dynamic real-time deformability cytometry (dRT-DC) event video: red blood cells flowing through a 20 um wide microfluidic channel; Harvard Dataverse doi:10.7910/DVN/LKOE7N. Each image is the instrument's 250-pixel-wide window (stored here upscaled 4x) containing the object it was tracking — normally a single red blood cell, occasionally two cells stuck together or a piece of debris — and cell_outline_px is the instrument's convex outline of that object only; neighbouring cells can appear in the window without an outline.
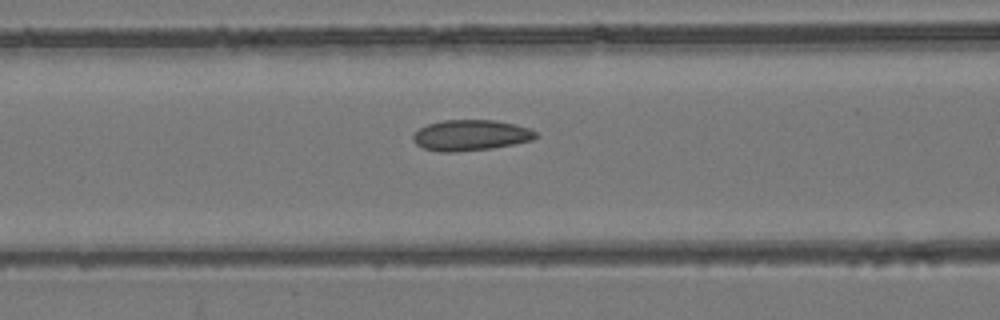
{"species": "common noctule bat (a hibernating species)", "species_latin": "Nyctalus noctula", "temperature_condition": "room temperature", "stored_images_in_passage": 54, "camera_frame_rate_fps": 3000, "um_per_image_px": 0.085, "animal": {"sex": "female", "body_mass_g": 24.6, "forearm_length_mm": 56.2}, "frame": {"image": 1, "passage_image": 23, "time_ms": 7.333, "image_size_px": [1000, 320], "cell_outline_px": [[540, 136], [532, 140], [492, 148], [452, 152], [440, 152], [424, 148], [416, 144], [412, 140], [412, 136], [420, 128], [428, 124], [444, 120], [496, 120], [528, 128], [536, 132]], "centroid_in_image_um": [40.0, 11.49], "position_along_channel_um": 126.6, "area_um2": 21.85}}
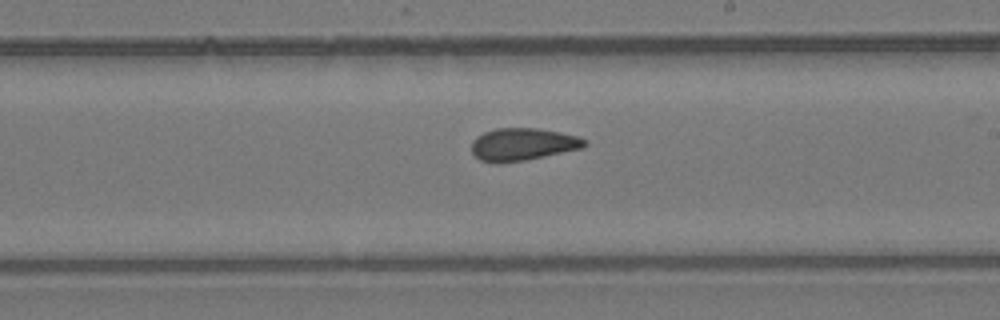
{"frame": {"image": 2, "passage_image": 32, "time_ms": 10.333, "image_size_px": [1000, 320], "cell_outline_px": [[588, 144], [580, 148], [524, 160], [500, 164], [496, 164], [480, 160], [472, 152], [472, 140], [476, 136], [484, 132], [496, 128], [536, 128], [560, 132], [580, 136], [588, 140]], "centroid_in_image_um": [44.41, 12.26], "position_along_channel_um": 244.6, "area_um2": 21.44}}
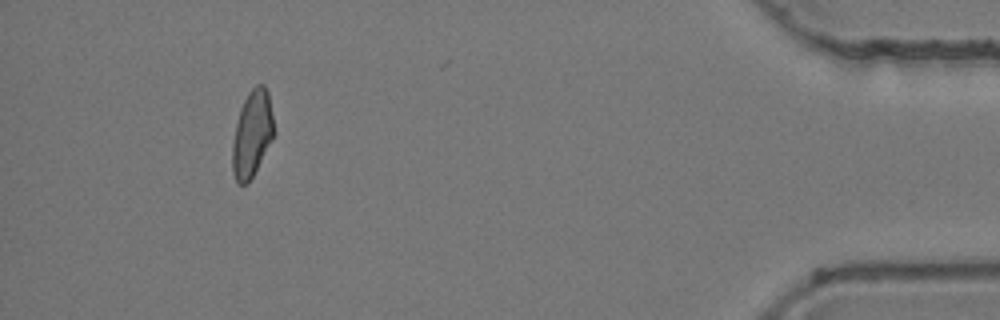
{"frame": {"image": 3, "passage_image": 50, "time_ms": 16.333, "image_size_px": [1000, 320], "cell_outline_px": [[276, 132], [248, 184], [240, 184], [236, 180], [232, 172], [232, 144], [236, 124], [240, 108], [248, 92], [256, 84], [264, 84], [268, 92]], "centroid_in_image_um": [21.43, 11.35], "position_along_channel_um": 413.8, "area_um2": 20.98}, "authors_computed_cell_mechanics": {"area_um2": 21.6172, "velocity_mm_per_s": 3.9428, "shape_relaxation_time_tau1_ms": null, "shape_relaxation_time_tau2_ms": 2.7807, "deformation_change_tau1": null, "deformation_change_tau2": 0.0945}}